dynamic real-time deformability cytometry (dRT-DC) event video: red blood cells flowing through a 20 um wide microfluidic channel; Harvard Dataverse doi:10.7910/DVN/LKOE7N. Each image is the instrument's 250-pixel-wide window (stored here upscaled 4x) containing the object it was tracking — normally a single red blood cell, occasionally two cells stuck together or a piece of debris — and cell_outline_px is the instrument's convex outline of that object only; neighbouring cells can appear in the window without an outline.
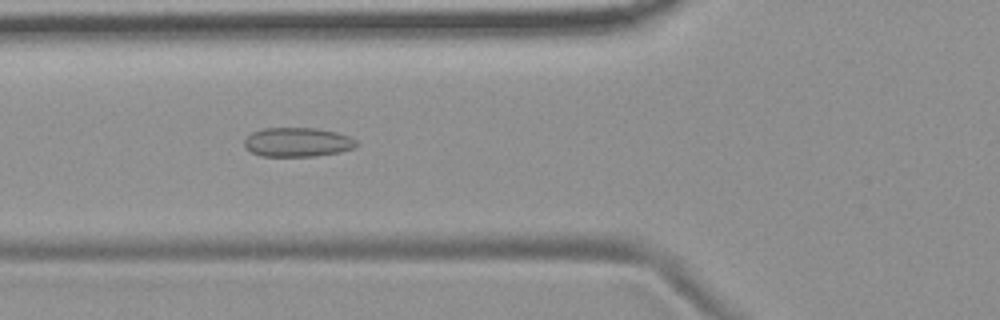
{"species": "common noctule bat (a hibernating species)", "species_latin": "Nyctalus noctula", "temperature_condition": "room temperature", "stored_images_in_passage": 8, "camera_frame_rate_fps": 3000, "um_per_image_px": 0.085, "animal": {"sex": "female", "body_mass_g": 19.9}, "frame": {"image": 1, "passage_image": 5, "time_ms": 4.667, "image_size_px": [1000, 320], "cell_outline_px": [[360, 144], [356, 148], [340, 152], [316, 156], [260, 156], [244, 148], [244, 140], [252, 132], [264, 128], [316, 128], [336, 132], [348, 136], [356, 140]], "centroid_in_image_um": [25.31, 12.09], "position_along_channel_um": 100.5, "area_um2": 19.25}}
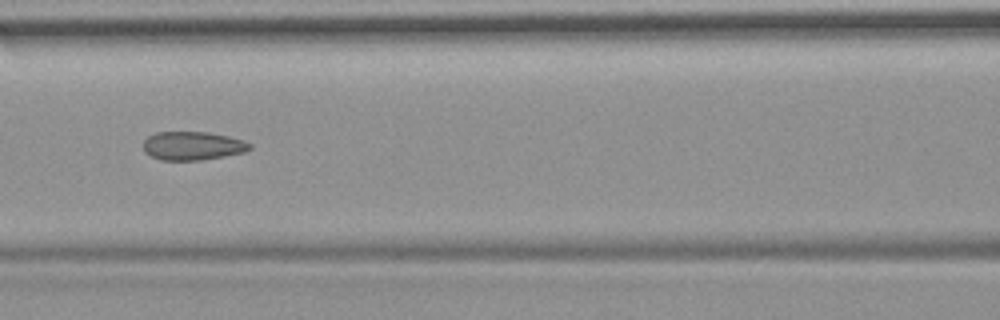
{"frame": {"image": 2, "passage_image": 6, "time_ms": 6.0, "image_size_px": [1000, 320], "cell_outline_px": [[252, 148], [244, 152], [224, 156], [200, 160], [160, 160], [144, 152], [144, 140], [148, 136], [156, 132], [208, 132], [228, 136], [244, 140], [252, 144]], "centroid_in_image_um": [16.38, 12.39], "position_along_channel_um": 150.2, "area_um2": 17.74}}
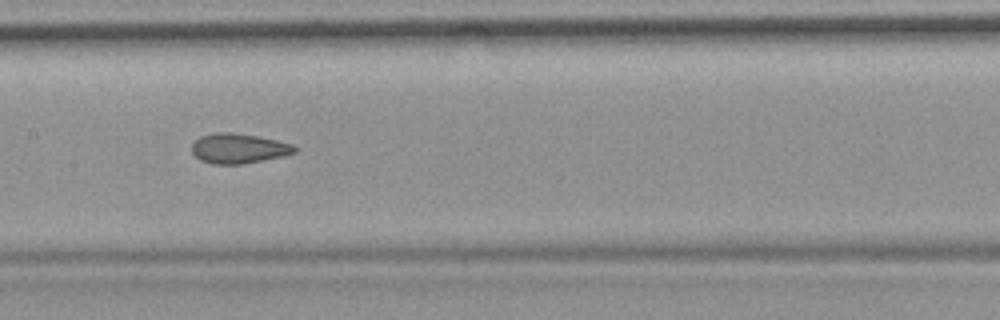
{"frame": {"image": 3, "passage_image": 7, "time_ms": 7.0, "image_size_px": [1000, 320], "cell_outline_px": [[296, 152], [284, 156], [244, 164], [212, 164], [200, 160], [192, 152], [192, 144], [200, 136], [216, 132], [228, 132], [256, 136], [276, 140], [292, 144], [296, 148]], "centroid_in_image_um": [20.27, 12.62], "position_along_channel_um": 187.1, "area_um2": 17.86}}